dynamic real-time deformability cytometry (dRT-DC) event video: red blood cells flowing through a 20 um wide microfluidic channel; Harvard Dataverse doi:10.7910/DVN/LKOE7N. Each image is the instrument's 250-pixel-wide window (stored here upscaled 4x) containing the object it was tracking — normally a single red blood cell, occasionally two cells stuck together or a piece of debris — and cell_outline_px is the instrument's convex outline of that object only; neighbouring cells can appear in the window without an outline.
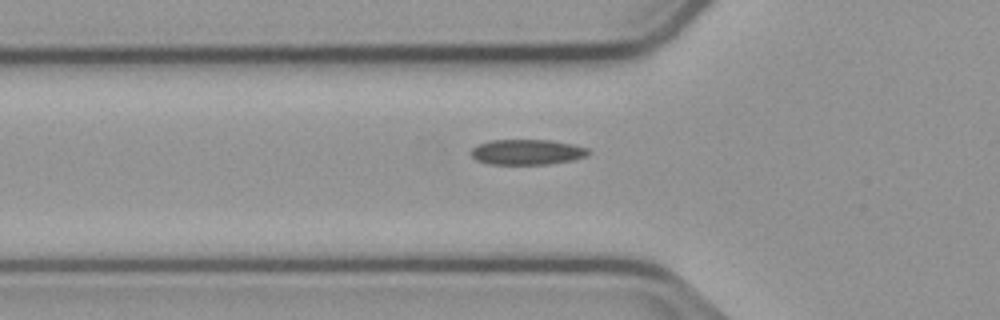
{"species": "common noctule bat (a hibernating species)", "species_latin": "Nyctalus noctula", "temperature_condition": "cold", "stored_images_in_passage": 38, "camera_frame_rate_fps": 3000, "um_per_image_px": 0.085, "animal": {"sex": "male", "body_mass_g": 23.1, "forearm_length_mm": 52.7}, "frame": {"image": 1, "passage_image": 6, "time_ms": 1.667, "image_size_px": [1000, 320], "cell_outline_px": [[588, 152], [584, 156], [572, 160], [548, 164], [488, 164], [476, 160], [472, 156], [472, 148], [480, 144], [492, 140], [548, 140], [572, 144], [588, 148]], "centroid_in_image_um": [44.78, 12.93], "position_along_channel_um": 81.0, "area_um2": 17.05}}
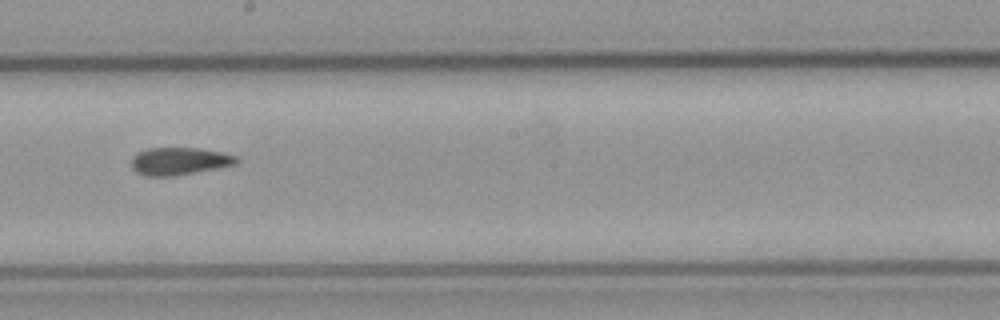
{"frame": {"image": 2, "passage_image": 18, "time_ms": 5.667, "image_size_px": [1000, 320], "cell_outline_px": [[240, 160], [236, 164], [172, 176], [144, 176], [136, 172], [132, 168], [132, 156], [148, 148], [196, 148], [220, 152], [236, 156]], "centroid_in_image_um": [15.21, 13.7], "position_along_channel_um": 233.0, "area_um2": 16.59}}
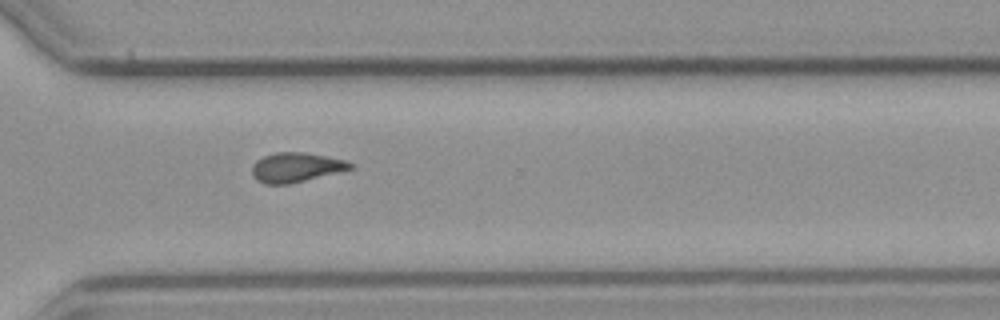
{"frame": {"image": 3, "passage_image": 27, "time_ms": 8.667, "image_size_px": [1000, 320], "cell_outline_px": [[352, 168], [292, 184], [264, 184], [256, 180], [252, 172], [252, 164], [256, 160], [264, 156], [276, 152], [304, 152], [344, 160], [352, 164]], "centroid_in_image_um": [25.1, 14.23], "position_along_channel_um": 345.5, "area_um2": 16.76}, "authors_computed_cell_mechanics": {"area_um2": 16.7331, "velocity_mm_per_s": 3.7595, "shape_relaxation_time_tau1_ms": null, "shape_relaxation_time_tau2_ms": 3.6177, "deformation_change_tau1": null, "deformation_change_tau2": 0.086}}